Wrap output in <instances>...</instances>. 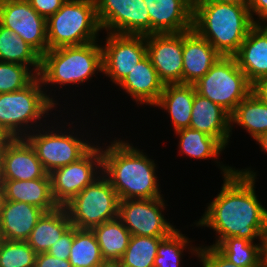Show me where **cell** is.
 <instances>
[{"instance_id":"e575fe53","label":"cell","mask_w":267,"mask_h":267,"mask_svg":"<svg viewBox=\"0 0 267 267\" xmlns=\"http://www.w3.org/2000/svg\"><path fill=\"white\" fill-rule=\"evenodd\" d=\"M28 66L0 62V94L21 90L28 86L37 75Z\"/></svg>"},{"instance_id":"4316f807","label":"cell","mask_w":267,"mask_h":267,"mask_svg":"<svg viewBox=\"0 0 267 267\" xmlns=\"http://www.w3.org/2000/svg\"><path fill=\"white\" fill-rule=\"evenodd\" d=\"M0 62L33 66L38 76L41 67V55L15 32L0 25Z\"/></svg>"},{"instance_id":"7c38bea8","label":"cell","mask_w":267,"mask_h":267,"mask_svg":"<svg viewBox=\"0 0 267 267\" xmlns=\"http://www.w3.org/2000/svg\"><path fill=\"white\" fill-rule=\"evenodd\" d=\"M26 134V139L36 151L37 157L42 163L45 171L50 174L55 169L66 166L70 163L76 162L83 157L92 147L88 141L73 136L58 132L54 130L39 131L38 134ZM88 142V143H87Z\"/></svg>"},{"instance_id":"30bf717a","label":"cell","mask_w":267,"mask_h":267,"mask_svg":"<svg viewBox=\"0 0 267 267\" xmlns=\"http://www.w3.org/2000/svg\"><path fill=\"white\" fill-rule=\"evenodd\" d=\"M162 197L119 201L118 218L131 235L166 238L175 227L164 219Z\"/></svg>"},{"instance_id":"44dd1931","label":"cell","mask_w":267,"mask_h":267,"mask_svg":"<svg viewBox=\"0 0 267 267\" xmlns=\"http://www.w3.org/2000/svg\"><path fill=\"white\" fill-rule=\"evenodd\" d=\"M262 25L255 24L251 28L234 55L239 68L251 84L267 77V24Z\"/></svg>"},{"instance_id":"8fae6325","label":"cell","mask_w":267,"mask_h":267,"mask_svg":"<svg viewBox=\"0 0 267 267\" xmlns=\"http://www.w3.org/2000/svg\"><path fill=\"white\" fill-rule=\"evenodd\" d=\"M97 168L102 169V151L101 147L96 145L76 162L52 171L49 174L51 192L57 205L64 206L87 185L96 180L99 173Z\"/></svg>"},{"instance_id":"74e56055","label":"cell","mask_w":267,"mask_h":267,"mask_svg":"<svg viewBox=\"0 0 267 267\" xmlns=\"http://www.w3.org/2000/svg\"><path fill=\"white\" fill-rule=\"evenodd\" d=\"M33 9L46 20L54 15L67 0H28Z\"/></svg>"},{"instance_id":"d4e9b609","label":"cell","mask_w":267,"mask_h":267,"mask_svg":"<svg viewBox=\"0 0 267 267\" xmlns=\"http://www.w3.org/2000/svg\"><path fill=\"white\" fill-rule=\"evenodd\" d=\"M72 226L64 206L44 212L26 242L38 254L48 250Z\"/></svg>"},{"instance_id":"cb8c5ba5","label":"cell","mask_w":267,"mask_h":267,"mask_svg":"<svg viewBox=\"0 0 267 267\" xmlns=\"http://www.w3.org/2000/svg\"><path fill=\"white\" fill-rule=\"evenodd\" d=\"M195 93L194 85L166 84L161 96L154 104L167 110L175 132L190 126Z\"/></svg>"},{"instance_id":"f1b7e54d","label":"cell","mask_w":267,"mask_h":267,"mask_svg":"<svg viewBox=\"0 0 267 267\" xmlns=\"http://www.w3.org/2000/svg\"><path fill=\"white\" fill-rule=\"evenodd\" d=\"M214 247L229 261L240 267H264V243L238 237L223 239Z\"/></svg>"},{"instance_id":"ac0fdd59","label":"cell","mask_w":267,"mask_h":267,"mask_svg":"<svg viewBox=\"0 0 267 267\" xmlns=\"http://www.w3.org/2000/svg\"><path fill=\"white\" fill-rule=\"evenodd\" d=\"M222 55L193 28L183 32L182 84L193 85Z\"/></svg>"},{"instance_id":"f35d334b","label":"cell","mask_w":267,"mask_h":267,"mask_svg":"<svg viewBox=\"0 0 267 267\" xmlns=\"http://www.w3.org/2000/svg\"><path fill=\"white\" fill-rule=\"evenodd\" d=\"M34 267H72L69 260L55 258L47 252L36 255Z\"/></svg>"},{"instance_id":"484cf974","label":"cell","mask_w":267,"mask_h":267,"mask_svg":"<svg viewBox=\"0 0 267 267\" xmlns=\"http://www.w3.org/2000/svg\"><path fill=\"white\" fill-rule=\"evenodd\" d=\"M97 238L102 257L107 264L116 265L124 255L131 234L117 217L92 229Z\"/></svg>"},{"instance_id":"836d02e7","label":"cell","mask_w":267,"mask_h":267,"mask_svg":"<svg viewBox=\"0 0 267 267\" xmlns=\"http://www.w3.org/2000/svg\"><path fill=\"white\" fill-rule=\"evenodd\" d=\"M190 241L178 229L158 245L154 267H179L183 250Z\"/></svg>"},{"instance_id":"d6986e66","label":"cell","mask_w":267,"mask_h":267,"mask_svg":"<svg viewBox=\"0 0 267 267\" xmlns=\"http://www.w3.org/2000/svg\"><path fill=\"white\" fill-rule=\"evenodd\" d=\"M44 212L25 202L3 200L0 209V238L26 241Z\"/></svg>"},{"instance_id":"bcb514c9","label":"cell","mask_w":267,"mask_h":267,"mask_svg":"<svg viewBox=\"0 0 267 267\" xmlns=\"http://www.w3.org/2000/svg\"><path fill=\"white\" fill-rule=\"evenodd\" d=\"M7 137L0 131V150Z\"/></svg>"},{"instance_id":"7dc6e473","label":"cell","mask_w":267,"mask_h":267,"mask_svg":"<svg viewBox=\"0 0 267 267\" xmlns=\"http://www.w3.org/2000/svg\"><path fill=\"white\" fill-rule=\"evenodd\" d=\"M3 199H4V197H3V189H2V187H0V209H1V204H2Z\"/></svg>"},{"instance_id":"4fadbf2b","label":"cell","mask_w":267,"mask_h":267,"mask_svg":"<svg viewBox=\"0 0 267 267\" xmlns=\"http://www.w3.org/2000/svg\"><path fill=\"white\" fill-rule=\"evenodd\" d=\"M0 25L15 32L41 56L49 50L46 19L28 0H0Z\"/></svg>"},{"instance_id":"603a6c76","label":"cell","mask_w":267,"mask_h":267,"mask_svg":"<svg viewBox=\"0 0 267 267\" xmlns=\"http://www.w3.org/2000/svg\"><path fill=\"white\" fill-rule=\"evenodd\" d=\"M3 200L25 202L45 212L58 207L51 192V179L47 174L44 178L27 181L3 180Z\"/></svg>"},{"instance_id":"7a4b0ae2","label":"cell","mask_w":267,"mask_h":267,"mask_svg":"<svg viewBox=\"0 0 267 267\" xmlns=\"http://www.w3.org/2000/svg\"><path fill=\"white\" fill-rule=\"evenodd\" d=\"M107 147L101 149V171L106 174L119 200L162 197L152 159L122 140H114Z\"/></svg>"},{"instance_id":"b9f144b4","label":"cell","mask_w":267,"mask_h":267,"mask_svg":"<svg viewBox=\"0 0 267 267\" xmlns=\"http://www.w3.org/2000/svg\"><path fill=\"white\" fill-rule=\"evenodd\" d=\"M194 1H216L220 3L235 4V5H248L249 0H194Z\"/></svg>"},{"instance_id":"7402d4cb","label":"cell","mask_w":267,"mask_h":267,"mask_svg":"<svg viewBox=\"0 0 267 267\" xmlns=\"http://www.w3.org/2000/svg\"><path fill=\"white\" fill-rule=\"evenodd\" d=\"M118 85L130 94L138 104L152 106L158 101L165 86L148 55L139 61Z\"/></svg>"},{"instance_id":"9a60e30c","label":"cell","mask_w":267,"mask_h":267,"mask_svg":"<svg viewBox=\"0 0 267 267\" xmlns=\"http://www.w3.org/2000/svg\"><path fill=\"white\" fill-rule=\"evenodd\" d=\"M147 55L160 80L166 84H182L183 32L148 34Z\"/></svg>"},{"instance_id":"9c48e42d","label":"cell","mask_w":267,"mask_h":267,"mask_svg":"<svg viewBox=\"0 0 267 267\" xmlns=\"http://www.w3.org/2000/svg\"><path fill=\"white\" fill-rule=\"evenodd\" d=\"M94 1L101 29L116 34H150V17L143 0Z\"/></svg>"},{"instance_id":"5b68a950","label":"cell","mask_w":267,"mask_h":267,"mask_svg":"<svg viewBox=\"0 0 267 267\" xmlns=\"http://www.w3.org/2000/svg\"><path fill=\"white\" fill-rule=\"evenodd\" d=\"M100 29L94 0H67L46 20L49 50L97 41Z\"/></svg>"},{"instance_id":"e0dca14e","label":"cell","mask_w":267,"mask_h":267,"mask_svg":"<svg viewBox=\"0 0 267 267\" xmlns=\"http://www.w3.org/2000/svg\"><path fill=\"white\" fill-rule=\"evenodd\" d=\"M150 17V34L192 29L194 0H143Z\"/></svg>"},{"instance_id":"c3c4849f","label":"cell","mask_w":267,"mask_h":267,"mask_svg":"<svg viewBox=\"0 0 267 267\" xmlns=\"http://www.w3.org/2000/svg\"><path fill=\"white\" fill-rule=\"evenodd\" d=\"M105 267H118L117 265H111V264H108L106 265Z\"/></svg>"},{"instance_id":"d590c367","label":"cell","mask_w":267,"mask_h":267,"mask_svg":"<svg viewBox=\"0 0 267 267\" xmlns=\"http://www.w3.org/2000/svg\"><path fill=\"white\" fill-rule=\"evenodd\" d=\"M192 252L198 255L203 267H240L225 258L214 246L191 247Z\"/></svg>"},{"instance_id":"f546056e","label":"cell","mask_w":267,"mask_h":267,"mask_svg":"<svg viewBox=\"0 0 267 267\" xmlns=\"http://www.w3.org/2000/svg\"><path fill=\"white\" fill-rule=\"evenodd\" d=\"M69 262L72 267H105L108 265L102 257L97 238L92 230L74 227Z\"/></svg>"},{"instance_id":"f6af8a7d","label":"cell","mask_w":267,"mask_h":267,"mask_svg":"<svg viewBox=\"0 0 267 267\" xmlns=\"http://www.w3.org/2000/svg\"><path fill=\"white\" fill-rule=\"evenodd\" d=\"M3 179H2V158H1V150H0V187H2Z\"/></svg>"},{"instance_id":"3957f363","label":"cell","mask_w":267,"mask_h":267,"mask_svg":"<svg viewBox=\"0 0 267 267\" xmlns=\"http://www.w3.org/2000/svg\"><path fill=\"white\" fill-rule=\"evenodd\" d=\"M254 25L248 5L193 1L192 28L222 56H234Z\"/></svg>"},{"instance_id":"60d3db41","label":"cell","mask_w":267,"mask_h":267,"mask_svg":"<svg viewBox=\"0 0 267 267\" xmlns=\"http://www.w3.org/2000/svg\"><path fill=\"white\" fill-rule=\"evenodd\" d=\"M252 92L263 102L267 103V77L258 79L252 84Z\"/></svg>"},{"instance_id":"ffe728a7","label":"cell","mask_w":267,"mask_h":267,"mask_svg":"<svg viewBox=\"0 0 267 267\" xmlns=\"http://www.w3.org/2000/svg\"><path fill=\"white\" fill-rule=\"evenodd\" d=\"M190 128L216 138L224 147L232 132L230 114L208 98L195 93Z\"/></svg>"},{"instance_id":"7bdbcfd3","label":"cell","mask_w":267,"mask_h":267,"mask_svg":"<svg viewBox=\"0 0 267 267\" xmlns=\"http://www.w3.org/2000/svg\"><path fill=\"white\" fill-rule=\"evenodd\" d=\"M261 148L267 153V132L256 139Z\"/></svg>"},{"instance_id":"83f0119b","label":"cell","mask_w":267,"mask_h":267,"mask_svg":"<svg viewBox=\"0 0 267 267\" xmlns=\"http://www.w3.org/2000/svg\"><path fill=\"white\" fill-rule=\"evenodd\" d=\"M230 122L231 125L233 122L245 128L256 140L267 132V103L251 92L236 106L230 115Z\"/></svg>"},{"instance_id":"ba28073f","label":"cell","mask_w":267,"mask_h":267,"mask_svg":"<svg viewBox=\"0 0 267 267\" xmlns=\"http://www.w3.org/2000/svg\"><path fill=\"white\" fill-rule=\"evenodd\" d=\"M100 176L64 205L72 226L78 229L92 230L118 217L117 192L103 172Z\"/></svg>"},{"instance_id":"1f68e13d","label":"cell","mask_w":267,"mask_h":267,"mask_svg":"<svg viewBox=\"0 0 267 267\" xmlns=\"http://www.w3.org/2000/svg\"><path fill=\"white\" fill-rule=\"evenodd\" d=\"M163 239L132 235L124 255L116 265L118 267H154L157 248Z\"/></svg>"},{"instance_id":"5bb4252c","label":"cell","mask_w":267,"mask_h":267,"mask_svg":"<svg viewBox=\"0 0 267 267\" xmlns=\"http://www.w3.org/2000/svg\"><path fill=\"white\" fill-rule=\"evenodd\" d=\"M108 33L102 48L104 74L119 84L147 55L145 35Z\"/></svg>"},{"instance_id":"8d00e7d4","label":"cell","mask_w":267,"mask_h":267,"mask_svg":"<svg viewBox=\"0 0 267 267\" xmlns=\"http://www.w3.org/2000/svg\"><path fill=\"white\" fill-rule=\"evenodd\" d=\"M74 239V226H71L47 253L55 258L69 260L71 253V245Z\"/></svg>"},{"instance_id":"8992f818","label":"cell","mask_w":267,"mask_h":267,"mask_svg":"<svg viewBox=\"0 0 267 267\" xmlns=\"http://www.w3.org/2000/svg\"><path fill=\"white\" fill-rule=\"evenodd\" d=\"M42 85L37 76L21 90L0 94V131L7 138H25L29 123L30 126L36 124L37 120H41L45 113L49 115L48 111L57 105L42 90Z\"/></svg>"},{"instance_id":"277c9868","label":"cell","mask_w":267,"mask_h":267,"mask_svg":"<svg viewBox=\"0 0 267 267\" xmlns=\"http://www.w3.org/2000/svg\"><path fill=\"white\" fill-rule=\"evenodd\" d=\"M102 72V48L96 41L48 50L41 56L38 77L42 84H80Z\"/></svg>"},{"instance_id":"52a82bcc","label":"cell","mask_w":267,"mask_h":267,"mask_svg":"<svg viewBox=\"0 0 267 267\" xmlns=\"http://www.w3.org/2000/svg\"><path fill=\"white\" fill-rule=\"evenodd\" d=\"M193 85L196 93L218 104L230 115L252 92V84L239 68L234 56H221Z\"/></svg>"},{"instance_id":"d6a6232c","label":"cell","mask_w":267,"mask_h":267,"mask_svg":"<svg viewBox=\"0 0 267 267\" xmlns=\"http://www.w3.org/2000/svg\"><path fill=\"white\" fill-rule=\"evenodd\" d=\"M36 255L26 241L0 240V267H34Z\"/></svg>"},{"instance_id":"2e32d148","label":"cell","mask_w":267,"mask_h":267,"mask_svg":"<svg viewBox=\"0 0 267 267\" xmlns=\"http://www.w3.org/2000/svg\"><path fill=\"white\" fill-rule=\"evenodd\" d=\"M2 179L27 181L48 173L26 138H7L1 147Z\"/></svg>"},{"instance_id":"4dcf8cb0","label":"cell","mask_w":267,"mask_h":267,"mask_svg":"<svg viewBox=\"0 0 267 267\" xmlns=\"http://www.w3.org/2000/svg\"><path fill=\"white\" fill-rule=\"evenodd\" d=\"M179 135L181 154L191 158H216L225 147L214 137L190 127L176 131Z\"/></svg>"},{"instance_id":"ee69618b","label":"cell","mask_w":267,"mask_h":267,"mask_svg":"<svg viewBox=\"0 0 267 267\" xmlns=\"http://www.w3.org/2000/svg\"><path fill=\"white\" fill-rule=\"evenodd\" d=\"M264 267H267V235L264 241Z\"/></svg>"},{"instance_id":"6da1fadb","label":"cell","mask_w":267,"mask_h":267,"mask_svg":"<svg viewBox=\"0 0 267 267\" xmlns=\"http://www.w3.org/2000/svg\"><path fill=\"white\" fill-rule=\"evenodd\" d=\"M224 184L217 197L209 204L196 226L213 228L218 233L215 244L229 237L264 243L267 235V209L255 194L256 173L249 168L236 170L220 166Z\"/></svg>"},{"instance_id":"ab89813d","label":"cell","mask_w":267,"mask_h":267,"mask_svg":"<svg viewBox=\"0 0 267 267\" xmlns=\"http://www.w3.org/2000/svg\"><path fill=\"white\" fill-rule=\"evenodd\" d=\"M248 8L255 24H261L262 21L267 22V0H249ZM254 13L259 17V21H262H255Z\"/></svg>"}]
</instances>
